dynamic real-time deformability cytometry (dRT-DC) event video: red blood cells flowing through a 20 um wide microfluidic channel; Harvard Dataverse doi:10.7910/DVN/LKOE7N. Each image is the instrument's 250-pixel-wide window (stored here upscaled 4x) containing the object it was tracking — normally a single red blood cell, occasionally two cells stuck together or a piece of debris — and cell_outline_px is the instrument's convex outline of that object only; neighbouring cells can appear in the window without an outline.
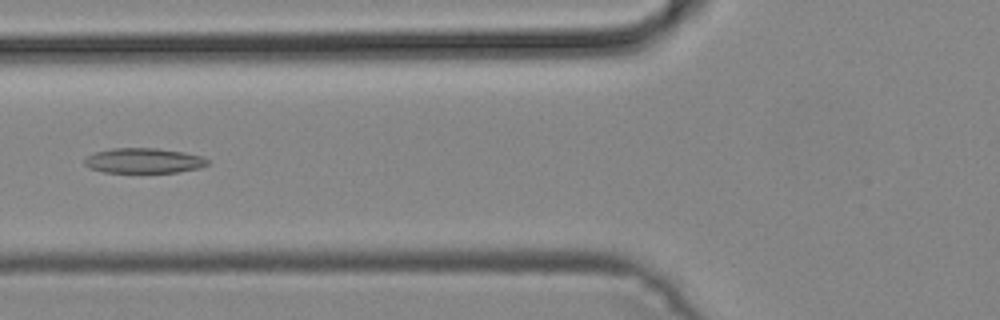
{"species": "common noctule bat (a hibernating species)", "species_latin": "Nyctalus noctula", "temperature_condition": "cold", "stored_images_in_passage": 47, "camera_frame_rate_fps": 3000, "um_per_image_px": 0.085, "animal": {"sex": "male", "body_mass_g": 19.2, "forearm_length_mm": 51.8}, "frame": {"image": 1, "passage_image": 18, "time_ms": 5.667, "image_size_px": [1000, 320], "cell_outline_px": [[208, 164], [200, 168], [176, 172], [104, 172], [88, 168], [84, 164], [84, 160], [88, 156], [96, 152], [112, 148], [156, 148], [184, 152], [200, 156], [208, 160]], "centroid_in_image_um": [12.2, 13.65], "position_along_channel_um": 113.6, "area_um2": 17.86}}
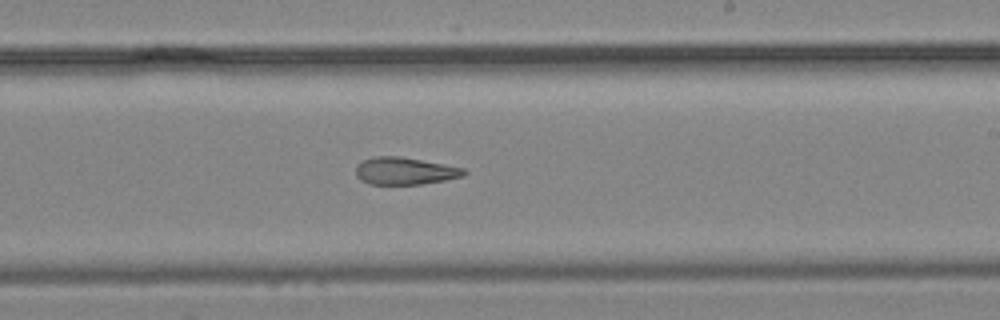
{"frame": {"image": 2, "passage_image": 28, "time_ms": 9.0, "image_size_px": [1000, 320], "cell_outline_px": [[468, 172], [464, 176], [444, 180], [420, 184], [368, 184], [360, 180], [356, 176], [356, 164], [372, 156], [400, 156], [444, 164], [464, 168]], "centroid_in_image_um": [34.39, 14.53], "position_along_channel_um": 254.6, "area_um2": 17.28}}
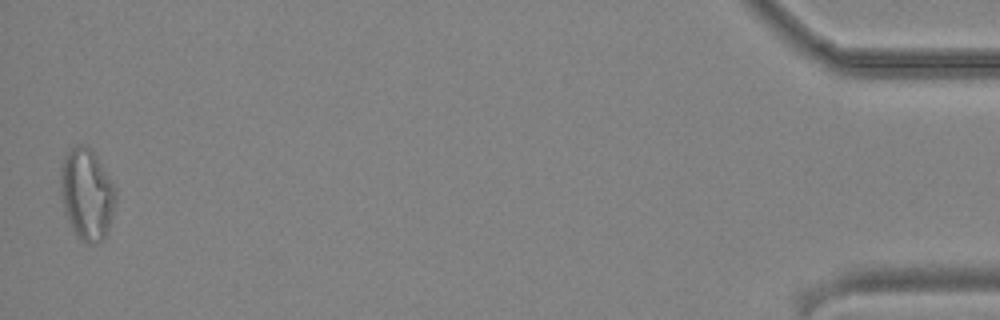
{"frame": {"image": 3, "passage_image": 47, "time_ms": 15.333, "image_size_px": [1000, 320], "cell_outline_px": [[116, 200], [104, 236], [100, 240], [92, 244], [88, 244], [72, 228], [68, 220], [60, 196], [60, 164], [64, 156], [76, 144], [88, 144], [92, 148], [116, 188]], "centroid_in_image_um": [7.35, 16.4], "position_along_channel_um": 427.8, "area_um2": 29.13}}